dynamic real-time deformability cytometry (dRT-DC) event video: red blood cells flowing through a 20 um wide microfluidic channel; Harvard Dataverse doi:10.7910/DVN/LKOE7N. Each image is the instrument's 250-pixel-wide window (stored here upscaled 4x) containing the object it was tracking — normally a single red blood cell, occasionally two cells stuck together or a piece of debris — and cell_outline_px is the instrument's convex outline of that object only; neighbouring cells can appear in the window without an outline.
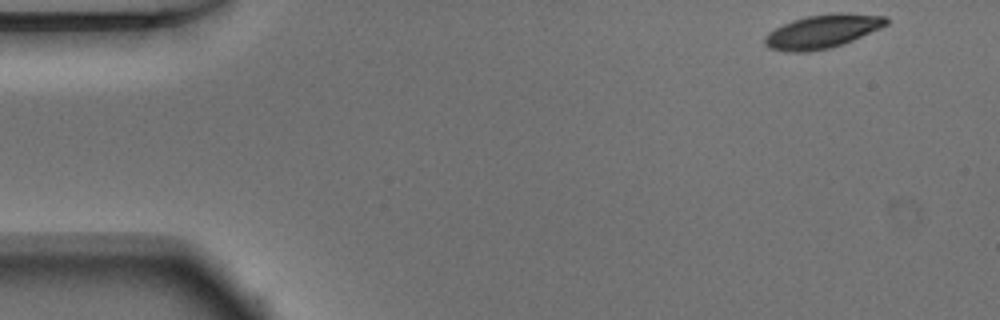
{"species": "Egyptian fruit bat (a non-hibernating species)", "species_latin": "Rousettus aegyptiacus", "temperature_condition": "warm", "stored_images_in_passage": 49, "camera_frame_rate_fps": 3000, "um_per_image_px": 0.085, "animal": {"sex": "male"}, "frame": {"image": 1, "passage_image": 1, "time_ms": 0.0, "image_size_px": [1000, 320], "cell_outline_px": [[888, 24], [880, 28], [852, 40], [828, 48], [804, 52], [792, 52], [768, 48], [764, 44], [764, 36], [768, 32], [792, 20], [808, 16], [840, 12], [888, 16]], "centroid_in_image_um": [69.9, 2.66], "position_along_channel_um": 15.1, "area_um2": 23.52}}
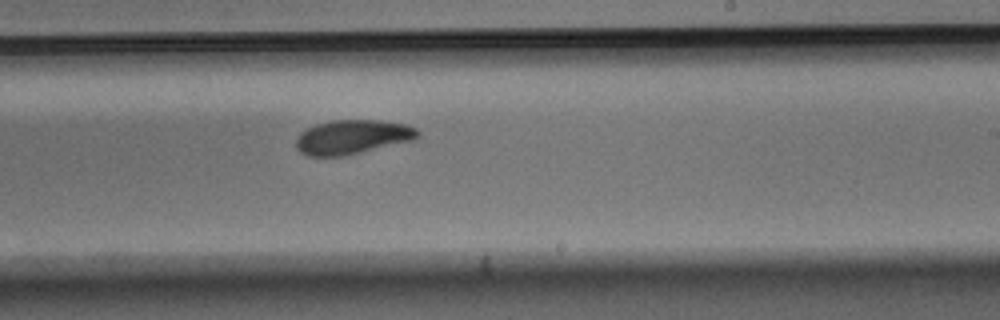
{"frame": {"image": 2, "passage_image": 28, "time_ms": 9.0, "image_size_px": [1000, 320], "cell_outline_px": [[420, 136], [416, 140], [340, 156], [308, 156], [300, 152], [296, 148], [296, 136], [300, 132], [316, 124], [332, 120], [380, 120], [404, 124], [416, 128], [420, 132]], "centroid_in_image_um": [29.96, 11.64], "position_along_channel_um": 259.0, "area_um2": 24.33}}
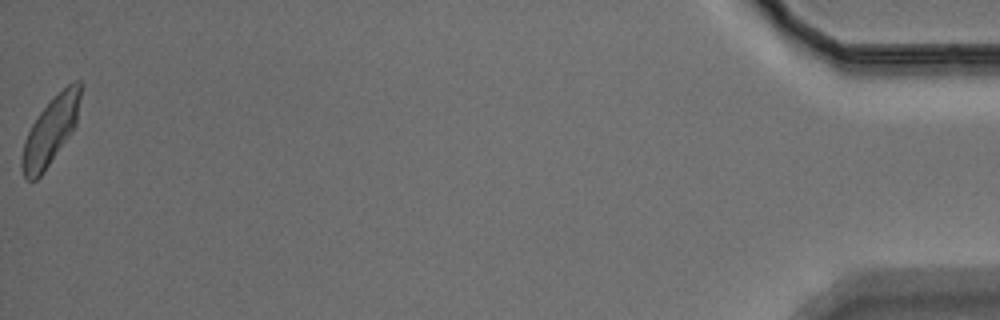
{"frame": {"image": 3, "passage_image": 49, "time_ms": 16.0, "image_size_px": [1000, 320], "cell_outline_px": [[80, 96], [76, 124], [72, 132], [44, 172], [36, 180], [28, 180], [24, 176], [20, 164], [20, 160], [24, 140], [32, 124], [40, 112], [72, 80], [80, 80]], "centroid_in_image_um": [4.28, 11.17], "position_along_channel_um": 430.9, "area_um2": 22.66}, "authors_computed_cell_mechanics": {"area_um2": 24.276, "velocity_mm_per_s": 3.8665, "shape_relaxation_time_tau1_ms": 2.7843, "shape_relaxation_time_tau2_ms": 6.286, "deformation_change_tau1": 0.127, "deformation_change_tau2": 0.1072}}